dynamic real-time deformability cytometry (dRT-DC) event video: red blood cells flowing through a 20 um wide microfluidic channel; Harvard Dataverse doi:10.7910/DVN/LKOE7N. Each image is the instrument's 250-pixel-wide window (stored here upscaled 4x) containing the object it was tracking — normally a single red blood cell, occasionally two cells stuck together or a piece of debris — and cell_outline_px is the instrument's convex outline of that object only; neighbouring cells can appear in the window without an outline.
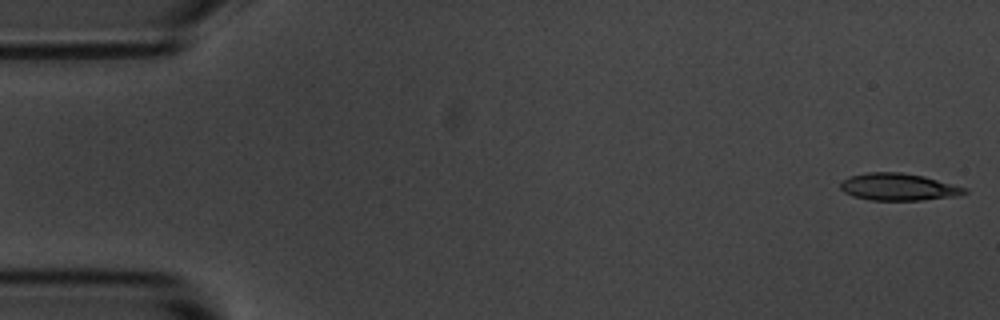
{"species": "common noctule bat (a hibernating species)", "species_latin": "Nyctalus noctula", "temperature_condition": "room temperature", "stored_images_in_passage": 5, "camera_frame_rate_fps": 3000, "um_per_image_px": 0.085, "animal": {"sex": "male", "body_mass_g": 20.1, "forearm_length_mm": 53.5}, "frame": {"image": 1, "passage_image": 1, "time_ms": 0.0, "image_size_px": [1000, 320], "cell_outline_px": [[968, 192], [956, 196], [920, 200], [868, 200], [852, 196], [844, 192], [840, 188], [840, 180], [848, 176], [868, 172], [900, 172], [924, 176], [968, 188]], "centroid_in_image_um": [76.33, 15.88], "position_along_channel_um": 8.7, "area_um2": 19.83}}
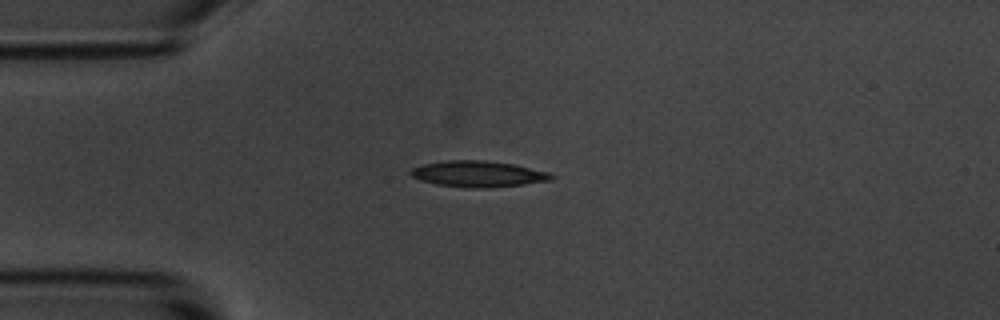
{"frame": {"image": 2, "passage_image": 4, "time_ms": 4.0, "image_size_px": [1000, 320], "cell_outline_px": [[556, 176], [552, 180], [524, 184], [488, 188], [476, 188], [436, 184], [420, 180], [412, 176], [408, 172], [412, 168], [420, 164], [448, 160], [484, 160], [512, 164], [552, 172]], "centroid_in_image_um": [40.66, 14.78], "position_along_channel_um": 44.3, "area_um2": 21.5}}
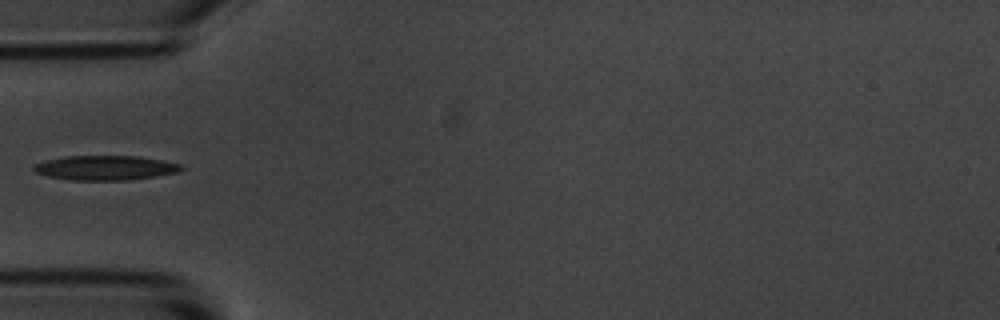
{"frame": {"image": 3, "passage_image": 5, "time_ms": 5.333, "image_size_px": [1000, 320], "cell_outline_px": [[184, 168], [176, 172], [156, 176], [128, 180], [72, 180], [48, 176], [36, 172], [32, 168], [36, 164], [48, 160], [64, 156], [140, 156], [180, 164]], "centroid_in_image_um": [8.96, 14.26], "position_along_channel_um": 76.0, "area_um2": 20.87}}